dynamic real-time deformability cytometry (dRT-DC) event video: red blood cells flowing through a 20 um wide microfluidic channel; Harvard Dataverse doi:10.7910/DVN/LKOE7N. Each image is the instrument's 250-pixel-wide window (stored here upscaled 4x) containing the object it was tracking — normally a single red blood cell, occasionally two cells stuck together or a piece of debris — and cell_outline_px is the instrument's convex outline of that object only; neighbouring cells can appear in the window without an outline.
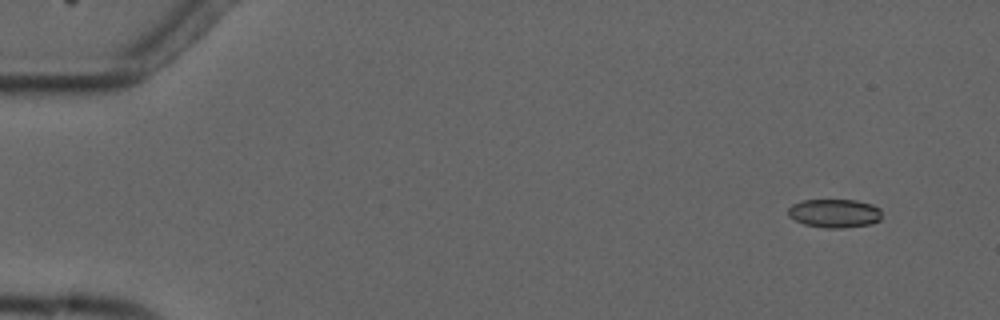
{"species": "common noctule bat (a hibernating species)", "species_latin": "Nyctalus noctula", "temperature_condition": "cold", "stored_images_in_passage": 6, "camera_frame_rate_fps": 3000, "um_per_image_px": 0.085, "animal": {"sex": "male", "forearm_length_mm": 52.5}, "frame": {"image": 1, "passage_image": 2, "time_ms": 1.333, "image_size_px": [1000, 320], "cell_outline_px": [[880, 220], [872, 224], [844, 228], [824, 228], [804, 224], [788, 216], [788, 208], [792, 204], [800, 200], [856, 200], [872, 204], [880, 208]], "centroid_in_image_um": [70.93, 18.13], "position_along_channel_um": 14.1, "area_um2": 15.78}}
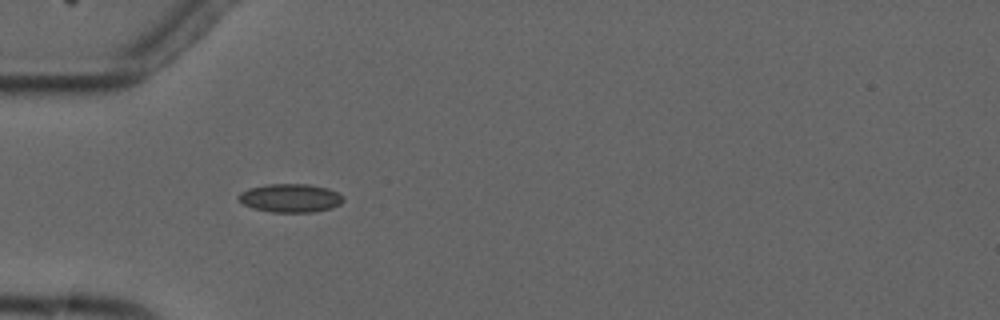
{"frame": {"image": 2, "passage_image": 5, "time_ms": 5.667, "image_size_px": [1000, 320], "cell_outline_px": [[344, 200], [340, 204], [332, 208], [312, 212], [272, 212], [252, 208], [244, 204], [236, 196], [240, 192], [248, 188], [268, 184], [308, 184], [328, 188], [344, 196]], "centroid_in_image_um": [24.68, 16.83], "position_along_channel_um": 60.3, "area_um2": 17.46}}
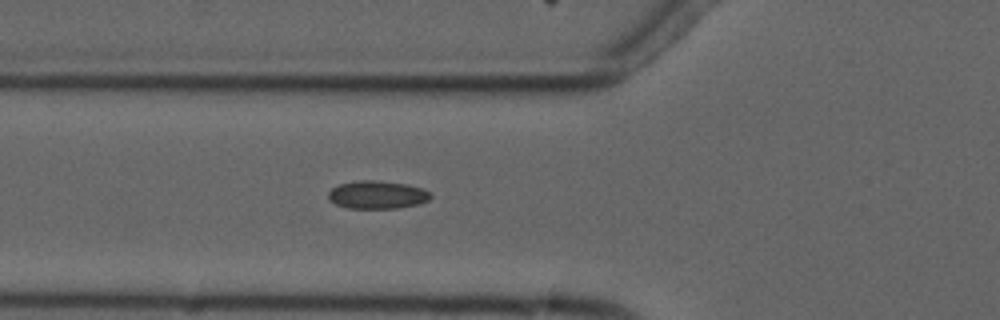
{"frame": {"image": 3, "passage_image": 6, "time_ms": 6.667, "image_size_px": [1000, 320], "cell_outline_px": [[432, 196], [428, 200], [420, 204], [396, 208], [348, 208], [336, 204], [328, 200], [328, 192], [332, 188], [340, 184], [360, 180], [376, 180], [408, 184], [424, 188]], "centroid_in_image_um": [32.07, 16.55], "position_along_channel_um": 93.7, "area_um2": 16.76}}